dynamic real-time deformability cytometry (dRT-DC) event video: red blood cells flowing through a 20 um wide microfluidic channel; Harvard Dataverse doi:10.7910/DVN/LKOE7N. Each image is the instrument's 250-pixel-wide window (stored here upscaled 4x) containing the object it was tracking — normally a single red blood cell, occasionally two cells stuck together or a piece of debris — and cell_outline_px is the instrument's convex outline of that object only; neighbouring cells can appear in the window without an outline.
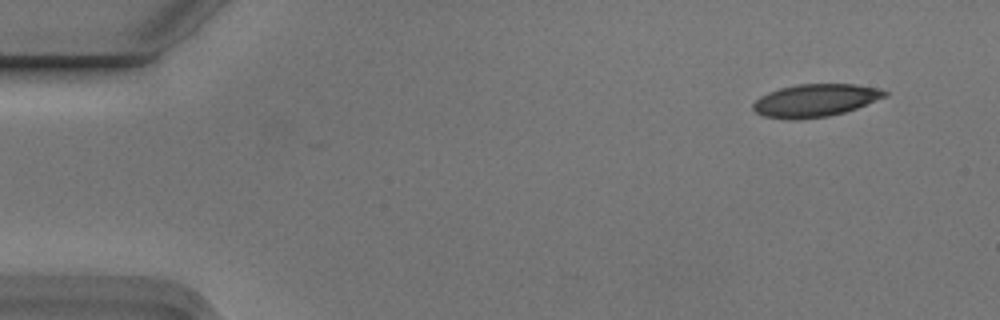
{"species": "Egyptian fruit bat (a non-hibernating species)", "species_latin": "Rousettus aegyptiacus", "temperature_condition": "cold", "stored_images_in_passage": 4, "camera_frame_rate_fps": 3000, "um_per_image_px": 0.085, "animal": {"sex": "male"}, "frame": {"image": 1, "passage_image": 1, "time_ms": 0.0, "image_size_px": [1000, 320], "cell_outline_px": [[888, 96], [856, 108], [844, 112], [828, 116], [788, 120], [764, 116], [756, 112], [752, 108], [752, 104], [760, 96], [768, 92], [780, 88], [796, 84], [856, 84], [880, 88], [888, 92]], "centroid_in_image_um": [69.3, 8.53], "position_along_channel_um": 15.7, "area_um2": 25.14}}
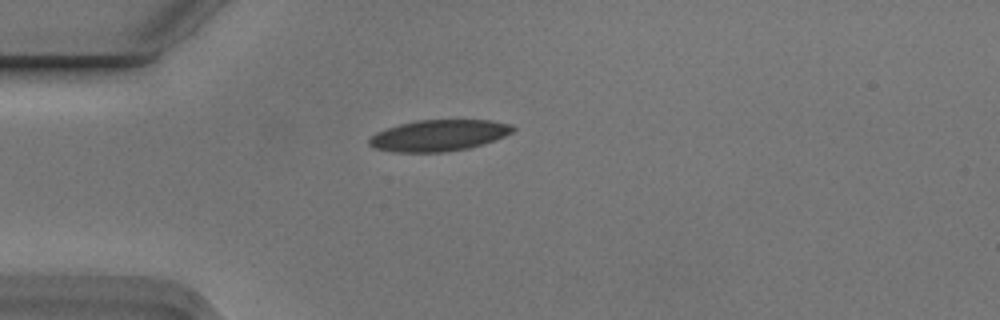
{"frame": {"image": 2, "passage_image": 4, "time_ms": 1.0, "image_size_px": [1000, 320], "cell_outline_px": [[516, 128], [512, 132], [504, 136], [484, 144], [468, 148], [444, 152], [392, 152], [376, 148], [368, 144], [368, 140], [376, 132], [400, 124], [416, 120], [492, 120], [512, 124]], "centroid_in_image_um": [37.32, 11.51], "position_along_channel_um": 47.7, "area_um2": 26.18}}